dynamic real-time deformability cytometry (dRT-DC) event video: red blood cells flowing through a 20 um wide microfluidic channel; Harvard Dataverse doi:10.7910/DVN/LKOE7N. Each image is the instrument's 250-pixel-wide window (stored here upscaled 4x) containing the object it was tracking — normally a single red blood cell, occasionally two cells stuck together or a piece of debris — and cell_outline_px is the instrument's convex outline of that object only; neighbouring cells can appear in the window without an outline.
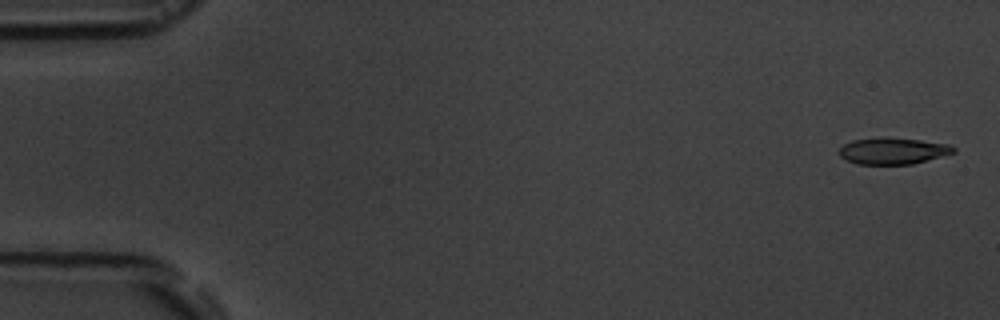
{"species": "common noctule bat (a hibernating species)", "species_latin": "Nyctalus noctula", "temperature_condition": "room temperature", "stored_images_in_passage": 7, "camera_frame_rate_fps": 3000, "um_per_image_px": 0.085, "animal": {"sex": "male", "body_mass_g": 19.5, "forearm_length_mm": 54.6}, "frame": {"image": 1, "passage_image": 1, "time_ms": 0.0, "image_size_px": [1000, 320], "cell_outline_px": [[956, 152], [912, 164], [856, 164], [840, 156], [840, 148], [844, 144], [852, 140], [880, 136], [920, 140], [948, 144], [956, 148]], "centroid_in_image_um": [75.89, 12.81], "position_along_channel_um": 9.1, "area_um2": 17.69}}
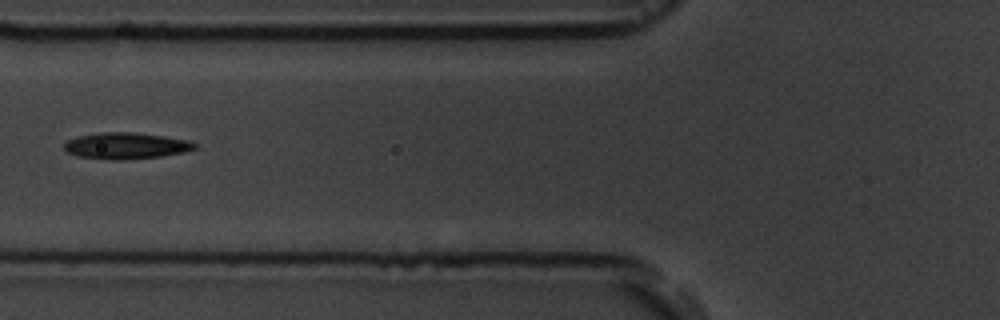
{"frame": {"image": 2, "passage_image": 7, "time_ms": 6.667, "image_size_px": [1000, 320], "cell_outline_px": [[196, 148], [184, 152], [160, 156], [120, 160], [112, 160], [76, 156], [68, 152], [64, 148], [64, 144], [68, 140], [76, 136], [96, 132], [132, 132], [164, 136], [188, 140], [196, 144]], "centroid_in_image_um": [10.67, 12.38], "position_along_channel_um": 115.1, "area_um2": 20.06}}